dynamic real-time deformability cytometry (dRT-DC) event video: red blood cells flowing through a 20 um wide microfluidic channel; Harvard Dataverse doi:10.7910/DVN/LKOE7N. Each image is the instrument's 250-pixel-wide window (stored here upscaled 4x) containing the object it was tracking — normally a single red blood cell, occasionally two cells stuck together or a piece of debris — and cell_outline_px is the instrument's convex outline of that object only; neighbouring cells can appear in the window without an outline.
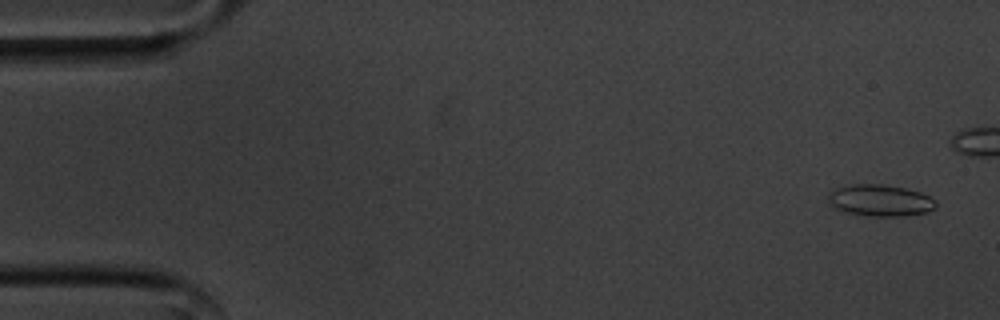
{"species": "common noctule bat (a hibernating species)", "species_latin": "Nyctalus noctula", "temperature_condition": "cold", "stored_images_in_passage": 45, "segment_of_instrument_passage": [1, 2], "camera_frame_rate_fps": 3000, "um_per_image_px": 0.085, "animal": {"sex": "male", "body_mass_g": 20.1, "forearm_length_mm": 53.5}, "frame": {"image": 1, "passage_image": 2, "time_ms": 0.333, "image_size_px": [1000, 320], "cell_outline_px": [[936, 208], [928, 212], [900, 216], [872, 216], [848, 212], [836, 208], [828, 204], [828, 192], [836, 188], [852, 184], [880, 184], [904, 188], [920, 192], [936, 200]], "centroid_in_image_um": [74.81, 17.03], "position_along_channel_um": 10.2, "area_um2": 19.77}}
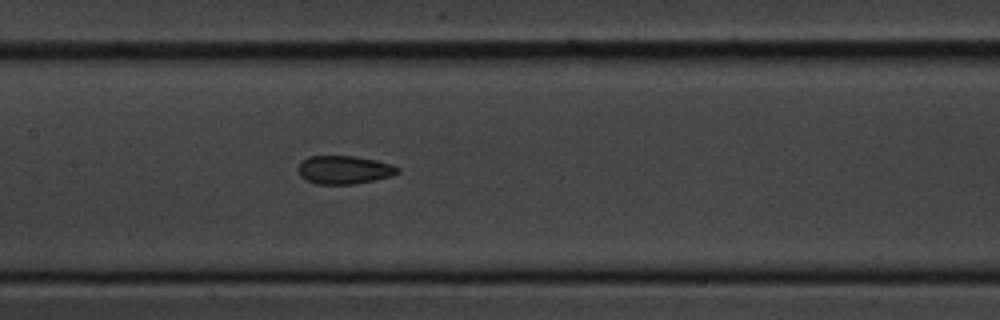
{"frame": {"image": 2, "passage_image": 26, "time_ms": 8.333, "image_size_px": [1000, 320], "cell_outline_px": [[400, 172], [392, 176], [376, 180], [352, 184], [316, 184], [304, 180], [300, 176], [300, 164], [304, 160], [312, 156], [356, 156], [376, 160], [392, 164], [400, 168]], "centroid_in_image_um": [29.31, 14.44], "position_along_channel_um": 178.1, "area_um2": 16.42}}
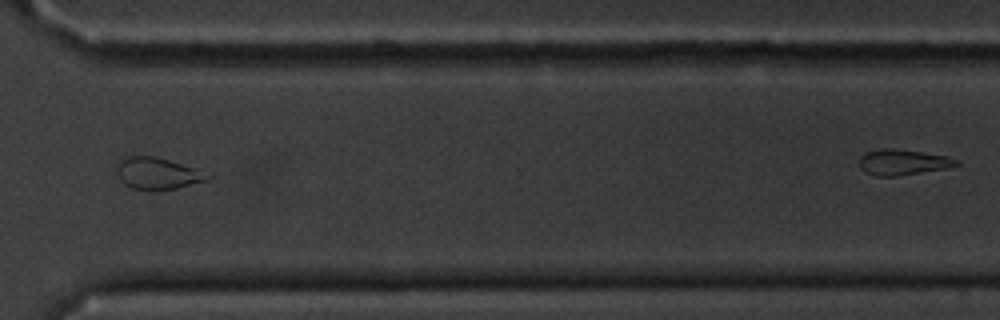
{"frame": {"image": 3, "passage_image": 41, "time_ms": 13.333, "image_size_px": [1000, 320], "cell_outline_px": [[212, 176], [208, 180], [176, 188], [132, 188], [124, 184], [120, 180], [116, 172], [116, 168], [120, 160], [128, 156], [156, 156], [196, 168]], "centroid_in_image_um": [13.38, 14.71], "position_along_channel_um": 357.2, "area_um2": 16.42}}